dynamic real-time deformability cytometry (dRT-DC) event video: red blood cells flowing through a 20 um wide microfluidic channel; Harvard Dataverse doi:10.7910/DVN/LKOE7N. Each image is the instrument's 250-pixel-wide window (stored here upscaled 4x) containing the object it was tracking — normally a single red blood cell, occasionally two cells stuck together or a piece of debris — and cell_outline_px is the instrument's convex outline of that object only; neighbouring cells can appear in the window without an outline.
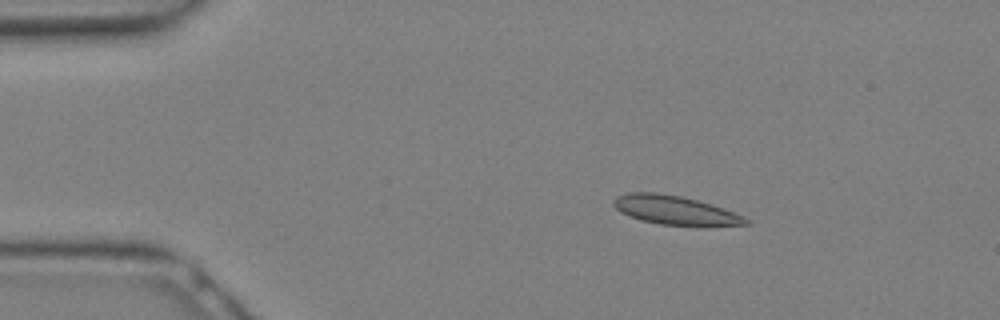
{"species": "Egyptian fruit bat (a non-hibernating species)", "species_latin": "Rousettus aegyptiacus", "temperature_condition": "warm", "stored_images_in_passage": 30, "camera_frame_rate_fps": 3000, "um_per_image_px": 0.085, "animal": {"sex": "female"}, "frame": {"image": 1, "passage_image": 5, "time_ms": 1.333, "image_size_px": [1000, 320], "cell_outline_px": [[752, 224], [660, 224], [640, 220], [620, 212], [612, 204], [612, 200], [616, 196], [628, 192], [656, 192], [680, 196], [712, 204], [744, 216], [752, 220]], "centroid_in_image_um": [57.31, 17.83], "position_along_channel_um": 27.7, "area_um2": 21.79}}
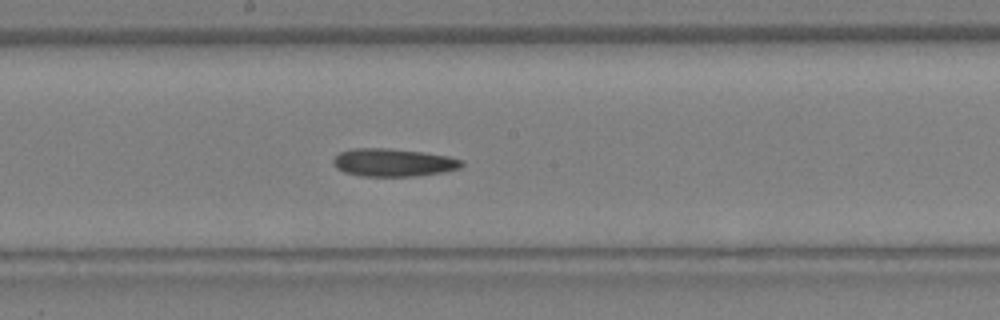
{"frame": {"image": 2, "passage_image": 16, "time_ms": 5.0, "image_size_px": [1000, 320], "cell_outline_px": [[464, 164], [460, 168], [444, 172], [412, 176], [360, 176], [344, 172], [336, 168], [332, 164], [332, 160], [340, 152], [352, 148], [388, 148], [424, 152], [448, 156], [464, 160]], "centroid_in_image_um": [33.42, 13.81], "position_along_channel_um": 214.8, "area_um2": 21.04}}
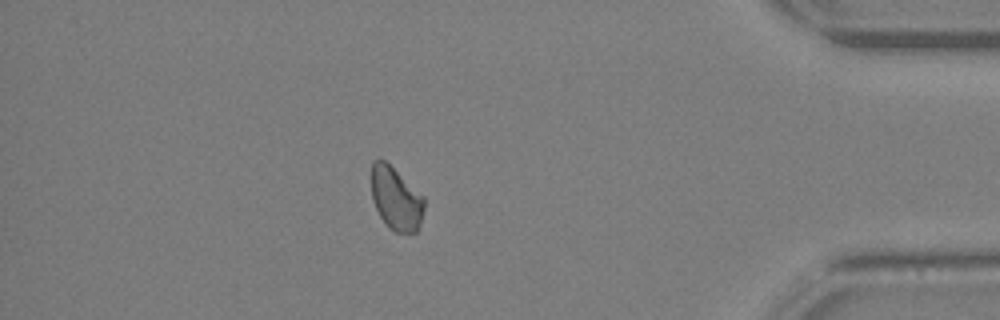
{"frame": {"image": 3, "passage_image": 26, "time_ms": 8.333, "image_size_px": [1000, 320], "cell_outline_px": [[424, 208], [420, 224], [416, 232], [396, 232], [388, 228], [380, 216], [372, 200], [372, 160], [384, 160], [424, 196]], "centroid_in_image_um": [33.66, 16.9], "position_along_channel_um": 401.5, "area_um2": 19.19}}